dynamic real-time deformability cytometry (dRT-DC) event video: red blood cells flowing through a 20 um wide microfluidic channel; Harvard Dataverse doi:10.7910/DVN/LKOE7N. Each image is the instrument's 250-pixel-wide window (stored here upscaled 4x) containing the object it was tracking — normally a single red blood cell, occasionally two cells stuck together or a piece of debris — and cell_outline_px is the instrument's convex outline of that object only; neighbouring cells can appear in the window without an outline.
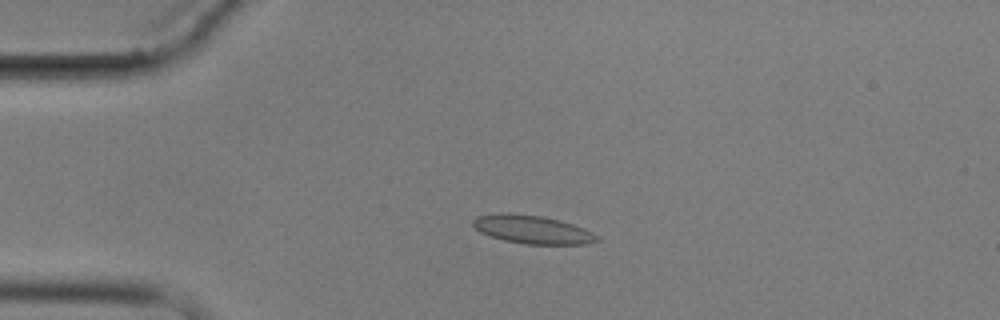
{"species": "common noctule bat (a hibernating species)", "species_latin": "Nyctalus noctula", "temperature_condition": "cold", "stored_images_in_passage": 5, "camera_frame_rate_fps": 3000, "um_per_image_px": 0.085, "animal": {"sex": "male", "body_mass_g": 17.9}, "frame": {"image": 1, "passage_image": 4, "time_ms": 3.333, "image_size_px": [1000, 320], "cell_outline_px": [[600, 240], [584, 244], [524, 244], [504, 240], [480, 232], [472, 224], [472, 220], [476, 216], [500, 212], [508, 212], [540, 216], [560, 220], [584, 228], [600, 236]], "centroid_in_image_um": [45.24, 19.5], "position_along_channel_um": 39.8, "area_um2": 20.52}}